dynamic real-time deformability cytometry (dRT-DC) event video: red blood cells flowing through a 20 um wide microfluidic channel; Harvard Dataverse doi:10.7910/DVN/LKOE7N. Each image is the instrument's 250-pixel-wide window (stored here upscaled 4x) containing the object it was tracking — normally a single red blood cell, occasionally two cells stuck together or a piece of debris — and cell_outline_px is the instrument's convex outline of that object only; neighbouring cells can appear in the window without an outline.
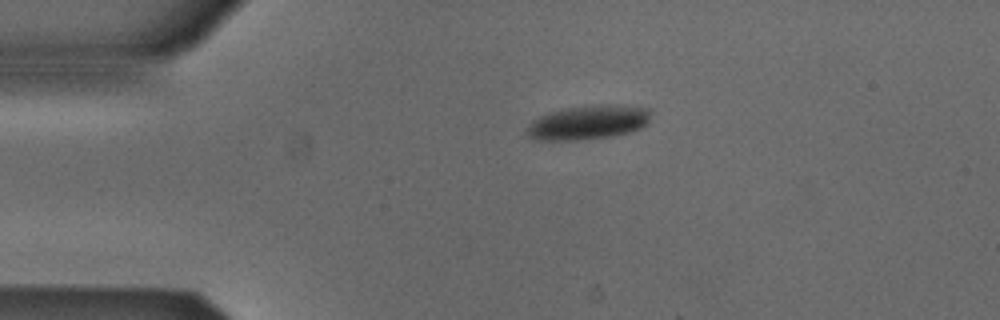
{"species": "Egyptian fruit bat (a non-hibernating species)", "species_latin": "Rousettus aegyptiacus", "temperature_condition": "cold", "stored_images_in_passage": 36, "camera_frame_rate_fps": 3000, "um_per_image_px": 0.085, "animal": {"sex": "male"}, "frame": {"image": 1, "passage_image": 1, "time_ms": 0.0, "image_size_px": [1000, 320], "cell_outline_px": [[648, 120], [640, 128], [628, 132], [608, 136], [576, 140], [536, 140], [528, 136], [524, 132], [524, 128], [532, 120], [548, 112], [564, 108], [600, 104], [624, 104], [648, 108]], "centroid_in_image_um": [49.9, 10.39], "position_along_channel_um": 35.1, "area_um2": 24.74}}
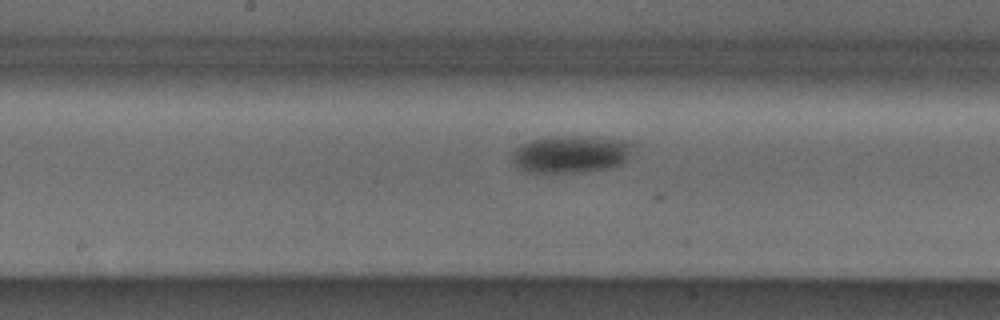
{"frame": {"image": 2, "passage_image": 17, "time_ms": 5.333, "image_size_px": [1000, 320], "cell_outline_px": [[632, 144], [624, 160], [620, 164], [608, 168], [580, 172], [524, 172], [512, 160], [512, 152], [516, 148], [532, 140], [552, 136], [608, 136], [632, 140]], "centroid_in_image_um": [48.55, 13.07], "position_along_channel_um": 199.7, "area_um2": 26.36}}
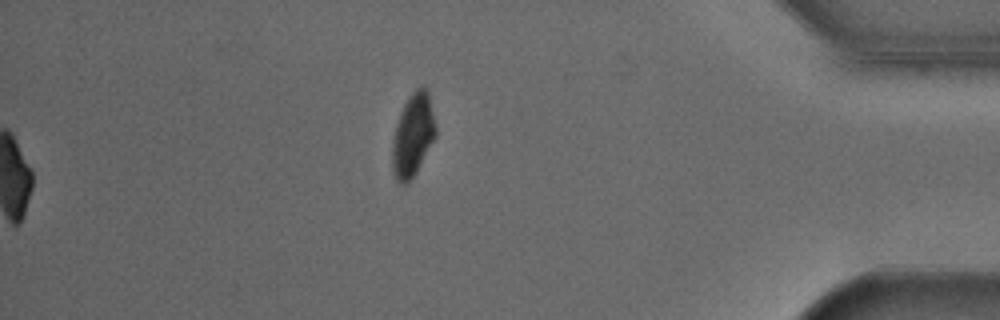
{"frame": {"image": 3, "passage_image": 36, "time_ms": 11.667, "image_size_px": [1000, 320], "cell_outline_px": [[436, 136], [416, 172], [408, 184], [400, 184], [396, 180], [392, 168], [392, 140], [396, 124], [400, 112], [408, 96], [416, 88], [424, 84], [428, 92], [436, 128]], "centroid_in_image_um": [35.08, 11.48], "position_along_channel_um": 400.1, "area_um2": 21.04}, "authors_computed_cell_mechanics": {"area_um2": 25.5765, "velocity_mm_per_s": 3.8117, "shape_relaxation_time_tau1_ms": 2.9258, "shape_relaxation_time_tau2_ms": null, "deformation_change_tau1": 0.0806, "deformation_change_tau2": null}}